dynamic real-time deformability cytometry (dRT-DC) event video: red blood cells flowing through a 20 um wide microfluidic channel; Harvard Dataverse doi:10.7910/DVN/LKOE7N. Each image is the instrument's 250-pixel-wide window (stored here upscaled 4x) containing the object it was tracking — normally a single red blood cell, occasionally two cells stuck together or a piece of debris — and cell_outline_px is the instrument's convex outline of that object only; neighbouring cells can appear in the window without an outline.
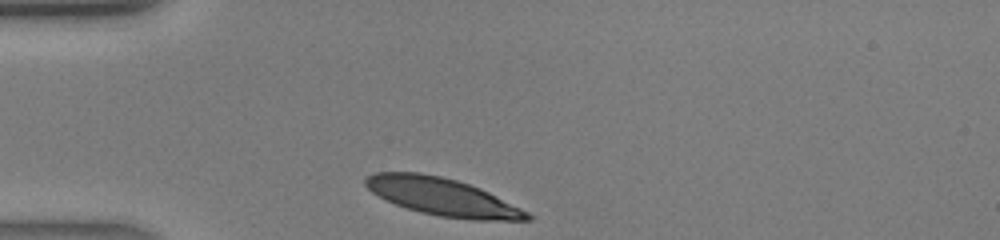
{"species": "human", "species_latin": "Homo sapiens", "temperature_condition": "warm", "stored_images_in_passage": 24, "camera_frame_rate_fps": 3000, "um_per_image_px": 0.085, "donor": {"sex": "male"}, "frame": {"image": 1, "passage_image": 1, "time_ms": 0.0, "image_size_px": [1000, 240], "cell_outline_px": [[532, 220], [472, 220], [440, 216], [420, 212], [396, 204], [372, 192], [364, 184], [364, 176], [376, 172], [420, 172], [440, 176], [456, 180], [480, 188], [528, 212], [532, 216]], "centroid_in_image_um": [37.58, 16.72], "position_along_channel_um": 47.4, "area_um2": 35.03}}
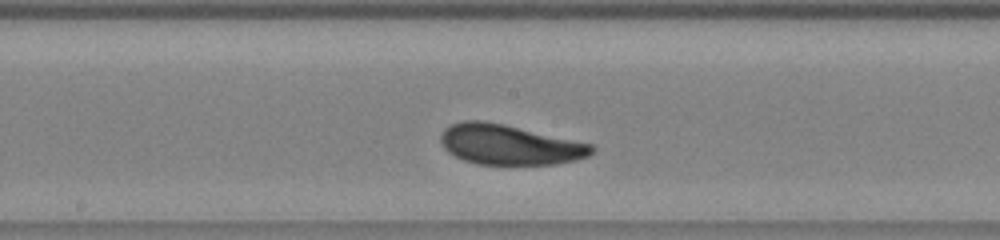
{"frame": {"image": 2, "passage_image": 12, "time_ms": 3.667, "image_size_px": [1000, 240], "cell_outline_px": [[596, 148], [588, 156], [576, 160], [556, 164], [476, 164], [464, 160], [448, 152], [444, 148], [440, 140], [440, 136], [444, 128], [452, 124], [464, 120], [480, 120], [504, 124], [592, 144]], "centroid_in_image_um": [43.29, 12.29], "position_along_channel_um": 204.9, "area_um2": 35.14}}
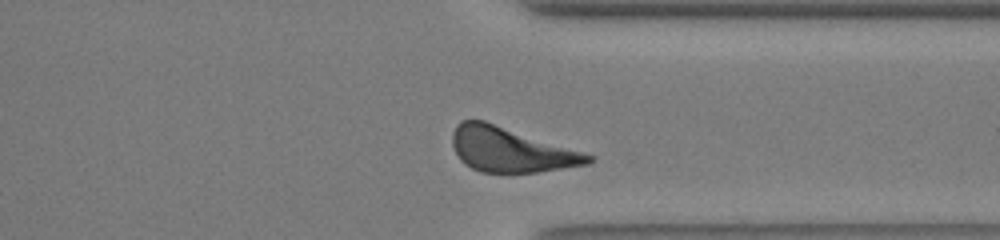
{"frame": {"image": 3, "passage_image": 22, "time_ms": 7.0, "image_size_px": [1000, 240], "cell_outline_px": [[596, 156], [588, 164], [536, 172], [480, 172], [464, 164], [460, 160], [452, 144], [452, 132], [456, 124], [460, 120], [484, 120]], "centroid_in_image_um": [43.38, 12.72], "position_along_channel_um": 368.0, "area_um2": 35.14}}